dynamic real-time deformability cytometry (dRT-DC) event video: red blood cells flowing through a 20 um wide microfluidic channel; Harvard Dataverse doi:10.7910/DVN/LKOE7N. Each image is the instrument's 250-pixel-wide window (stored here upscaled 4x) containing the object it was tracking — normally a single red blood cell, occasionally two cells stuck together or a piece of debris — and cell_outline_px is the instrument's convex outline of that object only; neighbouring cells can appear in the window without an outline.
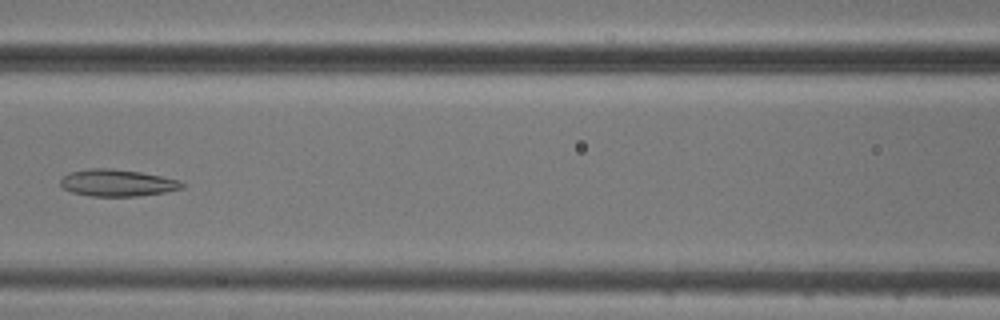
{"species": "common noctule bat (a hibernating species)", "species_latin": "Nyctalus noctula", "temperature_condition": "cold", "stored_images_in_passage": 7, "camera_frame_rate_fps": 3000, "um_per_image_px": 0.085, "animal": {"sex": "male", "body_mass_g": 20.5, "forearm_length_mm": 52.5}, "frame": {"image": 1, "passage_image": 7, "time_ms": 6.667, "image_size_px": [1000, 320], "cell_outline_px": [[184, 188], [164, 192], [136, 196], [88, 196], [72, 192], [64, 188], [60, 184], [60, 180], [68, 172], [88, 168], [112, 168], [140, 172], [180, 180], [184, 184]], "centroid_in_image_um": [9.95, 15.53], "position_along_channel_um": 156.7, "area_um2": 19.07}}